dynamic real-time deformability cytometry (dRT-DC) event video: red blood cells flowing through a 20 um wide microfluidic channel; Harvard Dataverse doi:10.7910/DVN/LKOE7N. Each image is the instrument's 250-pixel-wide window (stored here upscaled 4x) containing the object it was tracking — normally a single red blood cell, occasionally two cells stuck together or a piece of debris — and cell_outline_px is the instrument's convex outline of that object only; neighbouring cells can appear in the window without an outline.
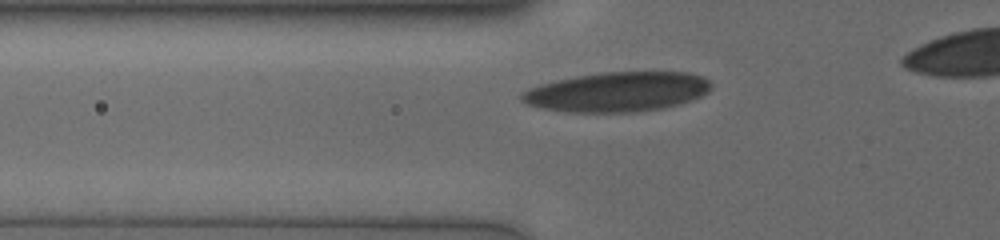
{"species": "human", "species_latin": "Homo sapiens", "temperature_condition": "cold", "stored_images_in_passage": 30, "camera_frame_rate_fps": 3000, "um_per_image_px": 0.085, "donor": {"sex": "male"}, "frame": {"image": 1, "passage_image": 2, "time_ms": 0.333, "image_size_px": [1000, 240], "cell_outline_px": [[712, 88], [708, 92], [700, 96], [676, 104], [660, 108], [632, 112], [564, 112], [544, 108], [528, 104], [520, 100], [520, 92], [528, 88], [540, 84], [556, 80], [576, 76], [600, 72], [688, 72], [704, 76], [712, 84]], "centroid_in_image_um": [52.44, 7.79], "position_along_channel_um": 73.4, "area_um2": 43.75}}
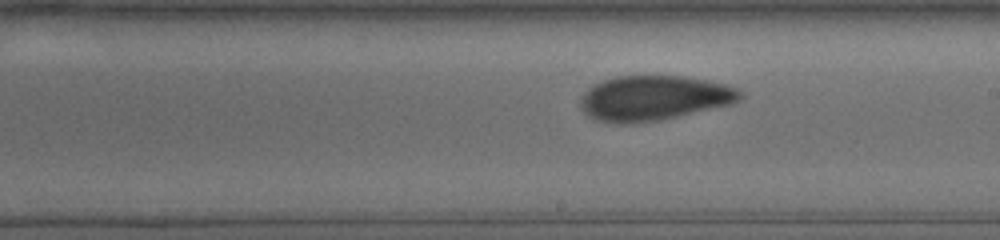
{"frame": {"image": 2, "passage_image": 15, "time_ms": 4.667, "image_size_px": [1000, 240], "cell_outline_px": [[744, 96], [740, 100], [732, 104], [660, 120], [628, 124], [616, 124], [596, 120], [588, 116], [584, 112], [580, 104], [580, 100], [588, 88], [604, 80], [616, 76], [680, 76], [704, 80], [724, 84], [740, 88], [744, 92]], "centroid_in_image_um": [55.6, 8.34], "position_along_channel_um": 233.4, "area_um2": 41.85}}
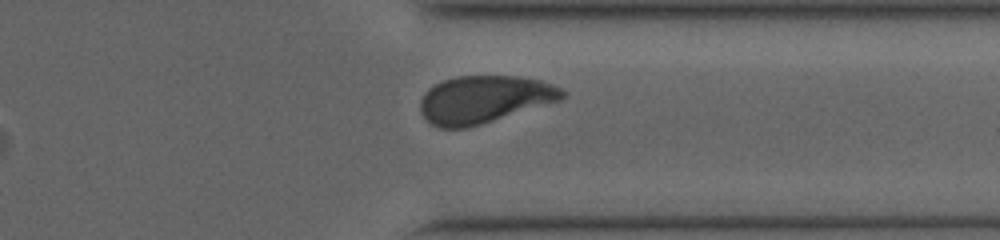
{"frame": {"image": 3, "passage_image": 26, "time_ms": 8.333, "image_size_px": [1000, 240], "cell_outline_px": [[564, 96], [560, 100], [480, 124], [464, 128], [440, 128], [432, 124], [420, 112], [420, 100], [424, 92], [428, 88], [444, 80], [456, 76], [520, 76], [540, 80], [560, 88], [564, 92]], "centroid_in_image_um": [41.11, 8.44], "position_along_channel_um": 370.3, "area_um2": 38.84}, "authors_computed_cell_mechanics": {"area_um2": 41.0669, "velocity_mm_per_s": 3.7306, "shape_relaxation_time_tau1_ms": 4.5664, "shape_relaxation_time_tau2_ms": 1.5239, "deformation_change_tau1": 0.1616, "deformation_change_tau2": 0.0685}}